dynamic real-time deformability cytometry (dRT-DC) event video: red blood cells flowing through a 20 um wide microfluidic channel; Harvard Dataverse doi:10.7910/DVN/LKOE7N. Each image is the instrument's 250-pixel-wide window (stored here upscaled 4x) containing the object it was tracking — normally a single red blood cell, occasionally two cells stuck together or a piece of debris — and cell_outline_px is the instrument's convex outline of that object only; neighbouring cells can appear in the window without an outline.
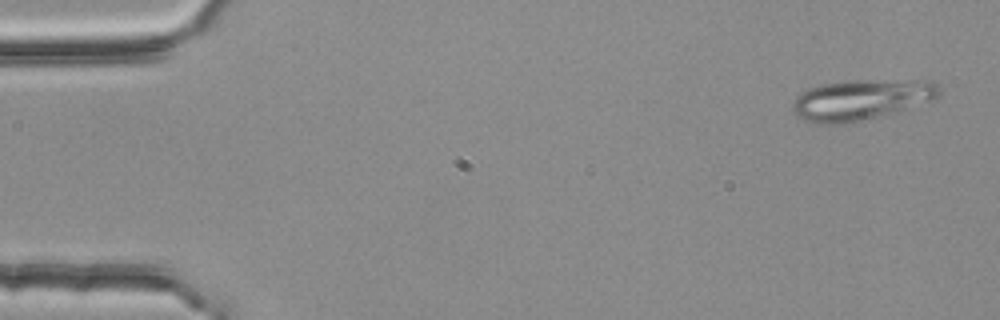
{"species": "common noctule bat (a hibernating species)", "species_latin": "Nyctalus noctula", "temperature_condition": "room temperature", "stored_images_in_passage": 4, "camera_frame_rate_fps": 3000, "um_per_image_px": 0.085, "animal": {"sex": "female", "body_mass_g": 25.1}, "frame": {"image": 1, "passage_image": 1, "time_ms": 0.0, "image_size_px": [1000, 320], "cell_outline_px": [[940, 92], [932, 100], [896, 112], [840, 124], [820, 124], [804, 120], [796, 116], [792, 108], [792, 100], [796, 96], [808, 88], [820, 84], [844, 80], [936, 80], [940, 84]], "centroid_in_image_um": [73.19, 8.45], "position_along_channel_um": 11.8, "area_um2": 34.91}}